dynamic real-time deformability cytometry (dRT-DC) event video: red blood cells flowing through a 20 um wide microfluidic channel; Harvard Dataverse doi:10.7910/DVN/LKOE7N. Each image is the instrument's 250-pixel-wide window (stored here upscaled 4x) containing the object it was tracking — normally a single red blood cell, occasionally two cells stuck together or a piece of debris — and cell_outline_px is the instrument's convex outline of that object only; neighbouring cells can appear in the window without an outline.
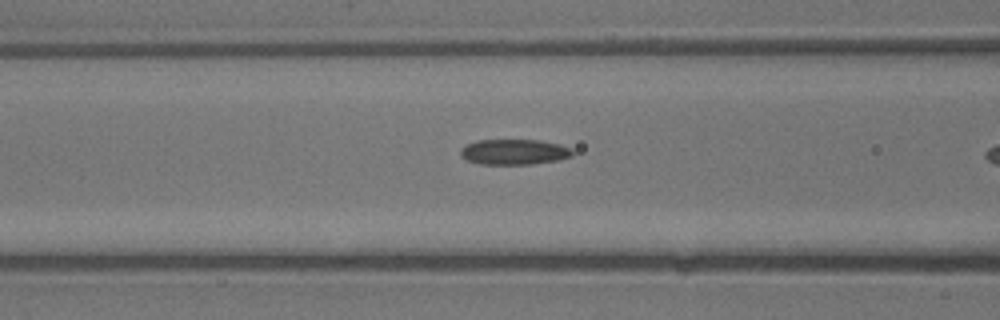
{"species": "common noctule bat (a hibernating species)", "species_latin": "Nyctalus noctula", "temperature_condition": "warm", "stored_images_in_passage": 8, "camera_frame_rate_fps": 3000, "um_per_image_px": 0.085, "animal": {"sex": "male", "body_mass_g": 13.3}, "frame": {"image": 1, "passage_image": 7, "time_ms": 2.0, "image_size_px": [1000, 320], "cell_outline_px": [[572, 156], [560, 160], [532, 164], [480, 164], [464, 160], [460, 156], [460, 148], [476, 140], [540, 140], [560, 144], [572, 148]], "centroid_in_image_um": [43.69, 12.92], "position_along_channel_um": 122.9, "area_um2": 16.82}}